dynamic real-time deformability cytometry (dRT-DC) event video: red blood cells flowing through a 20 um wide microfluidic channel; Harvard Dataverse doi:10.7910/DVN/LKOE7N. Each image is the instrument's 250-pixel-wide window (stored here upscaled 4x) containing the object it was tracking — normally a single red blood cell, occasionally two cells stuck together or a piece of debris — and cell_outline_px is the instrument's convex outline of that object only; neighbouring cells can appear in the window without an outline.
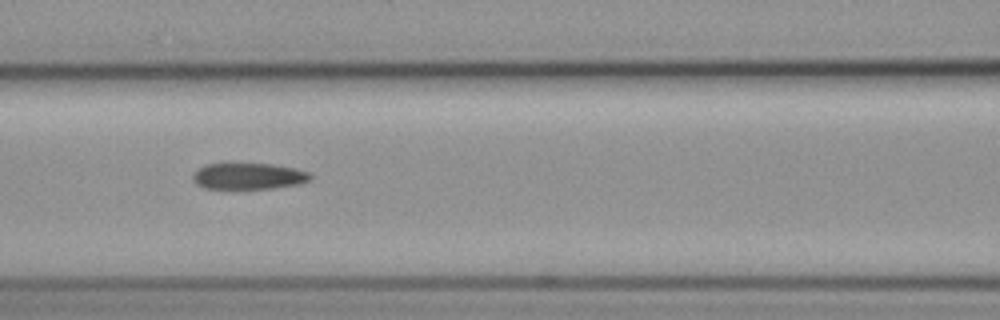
{"species": "common noctule bat (a hibernating species)", "species_latin": "Nyctalus noctula", "temperature_condition": "cold", "stored_images_in_passage": 7, "camera_frame_rate_fps": 3000, "um_per_image_px": 0.085, "animal": {"sex": "female", "body_mass_g": 19.3, "forearm_length_mm": 54.1}, "frame": {"image": 1, "passage_image": 7, "time_ms": 7.667, "image_size_px": [1000, 320], "cell_outline_px": [[312, 176], [308, 180], [300, 184], [272, 188], [204, 188], [196, 184], [192, 180], [192, 176], [204, 164], [272, 164], [292, 168], [308, 172]], "centroid_in_image_um": [21.1, 14.98], "position_along_channel_um": 145.5, "area_um2": 17.69}}